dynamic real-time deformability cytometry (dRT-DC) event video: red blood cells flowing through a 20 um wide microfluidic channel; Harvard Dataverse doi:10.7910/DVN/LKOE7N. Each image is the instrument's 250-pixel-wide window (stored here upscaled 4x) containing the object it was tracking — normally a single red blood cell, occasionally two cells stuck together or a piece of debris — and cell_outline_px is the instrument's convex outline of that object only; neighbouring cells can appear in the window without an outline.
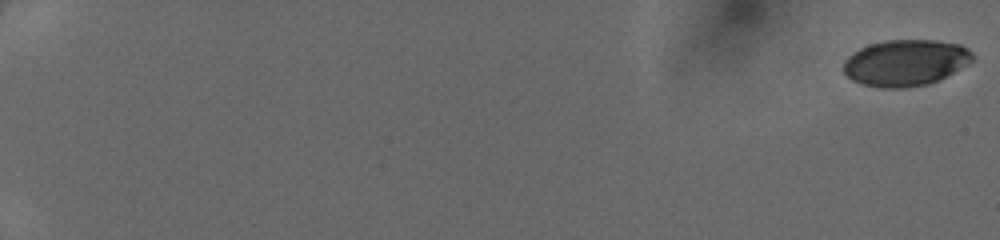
{"species": "human", "species_latin": "Homo sapiens", "temperature_condition": "cold", "stored_images_in_passage": 51, "camera_frame_rate_fps": 3000, "um_per_image_px": 0.085, "donor": {"sex": "female"}, "frame": {"image": 1, "passage_image": 1, "time_ms": 0.0, "image_size_px": [1000, 240], "cell_outline_px": [[976, 56], [972, 60], [960, 68], [928, 84], [900, 88], [880, 88], [860, 84], [852, 80], [844, 72], [844, 60], [852, 52], [868, 44], [884, 40], [936, 40], [960, 44], [968, 48]], "centroid_in_image_um": [76.94, 5.32], "position_along_channel_um": 8.1, "area_um2": 34.85}}
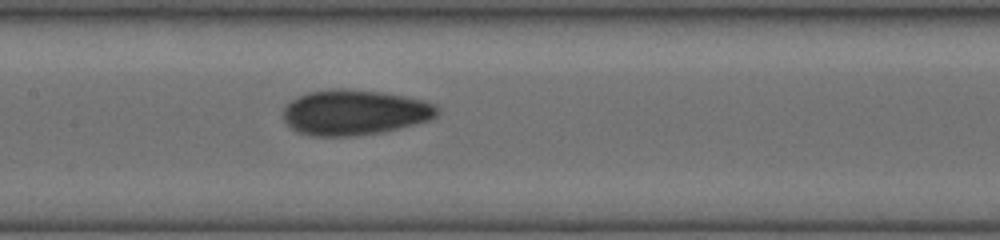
{"frame": {"image": 2, "passage_image": 29, "time_ms": 9.333, "image_size_px": [1000, 240], "cell_outline_px": [[440, 112], [432, 120], [384, 132], [352, 136], [312, 136], [296, 132], [284, 120], [284, 108], [296, 96], [308, 92], [332, 88], [344, 88], [384, 92], [424, 100], [436, 104], [440, 108]], "centroid_in_image_um": [30.18, 9.55], "position_along_channel_um": 177.2, "area_um2": 41.21}}
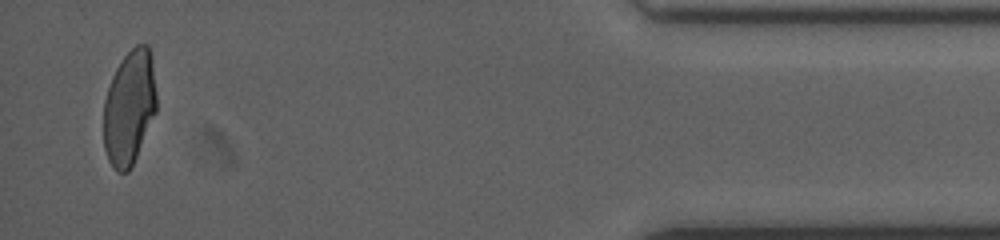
{"frame": {"image": 3, "passage_image": 50, "time_ms": 16.333, "image_size_px": [1000, 240], "cell_outline_px": [[156, 112], [136, 156], [128, 172], [116, 172], [108, 160], [104, 148], [104, 100], [112, 76], [116, 68], [124, 56], [136, 44], [148, 44], [152, 52], [156, 92]], "centroid_in_image_um": [11.0, 9.1], "position_along_channel_um": 424.2, "area_um2": 35.43}}